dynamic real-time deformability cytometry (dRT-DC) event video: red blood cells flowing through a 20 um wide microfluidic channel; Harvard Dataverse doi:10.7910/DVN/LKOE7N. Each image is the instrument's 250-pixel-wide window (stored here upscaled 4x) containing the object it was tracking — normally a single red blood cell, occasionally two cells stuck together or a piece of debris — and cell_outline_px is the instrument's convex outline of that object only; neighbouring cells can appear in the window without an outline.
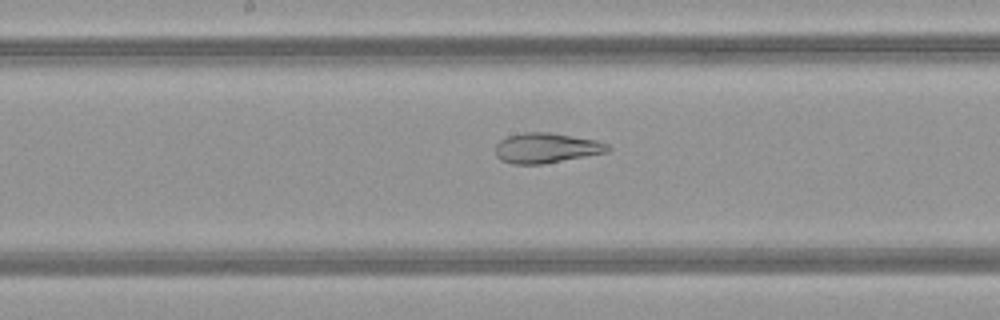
{"species": "common noctule bat (a hibernating species)", "species_latin": "Nyctalus noctula", "temperature_condition": "warm", "stored_images_in_passage": 49, "camera_frame_rate_fps": 3000, "um_per_image_px": 0.085, "animal": {"sex": "female", "body_mass_g": 21.9}, "frame": {"image": 1, "passage_image": 25, "time_ms": 8.0, "image_size_px": [1000, 320], "cell_outline_px": [[612, 148], [608, 152], [540, 164], [512, 164], [500, 160], [496, 156], [496, 144], [500, 140], [508, 136], [524, 132], [548, 132], [596, 140], [608, 144]], "centroid_in_image_um": [46.42, 12.57], "position_along_channel_um": 201.8, "area_um2": 19.59}}
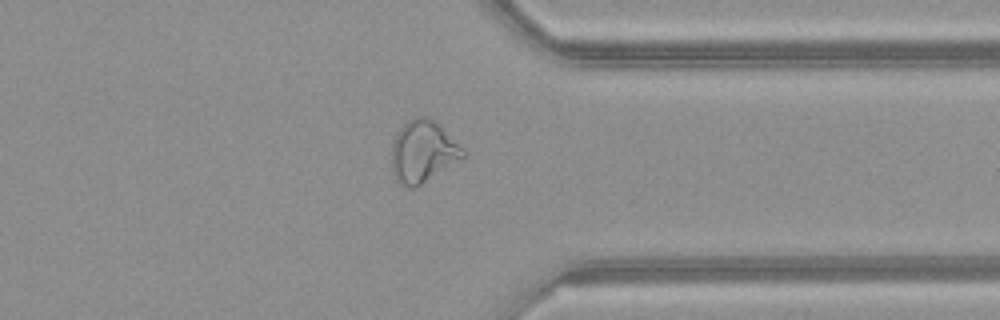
{"frame": {"image": 2, "passage_image": 38, "time_ms": 12.333, "image_size_px": [1000, 320], "cell_outline_px": [[468, 156], [416, 188], [408, 188], [400, 184], [396, 180], [392, 172], [392, 144], [396, 132], [408, 120], [416, 116], [428, 116], [436, 120], [468, 152]], "centroid_in_image_um": [35.99, 12.88], "position_along_channel_um": 375.4, "area_um2": 26.53}}
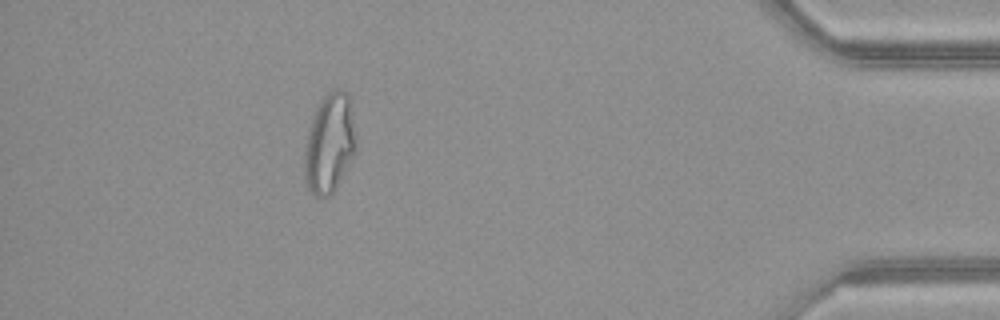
{"frame": {"image": 3, "passage_image": 44, "time_ms": 14.333, "image_size_px": [1000, 320], "cell_outline_px": [[356, 148], [336, 188], [328, 196], [316, 196], [308, 188], [304, 180], [304, 152], [308, 128], [312, 116], [320, 100], [332, 88], [340, 88], [348, 92], [356, 144]], "centroid_in_image_um": [27.97, 12.15], "position_along_channel_um": 407.2, "area_um2": 29.71}, "authors_computed_cell_mechanics": {"area_um2": 27.2816, "velocity_mm_per_s": 4.1163, "shape_relaxation_time_tau1_ms": null, "shape_relaxation_time_tau2_ms": 1.4303, "deformation_change_tau1": null, "deformation_change_tau2": 0.0996}}